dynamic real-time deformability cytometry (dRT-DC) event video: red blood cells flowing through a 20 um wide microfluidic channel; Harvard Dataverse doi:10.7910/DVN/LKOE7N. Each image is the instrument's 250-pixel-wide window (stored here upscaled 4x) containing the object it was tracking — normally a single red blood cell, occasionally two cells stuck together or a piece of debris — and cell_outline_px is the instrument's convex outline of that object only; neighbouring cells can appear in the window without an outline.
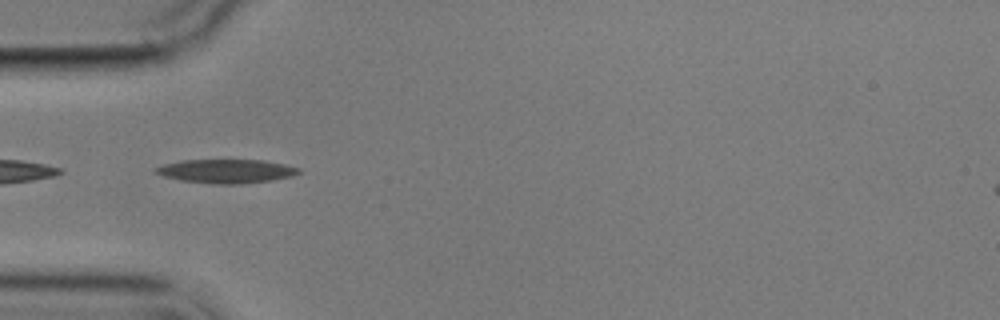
{"species": "common noctule bat (a hibernating species)", "species_latin": "Nyctalus noctula", "temperature_condition": "cold", "stored_images_in_passage": 6, "camera_frame_rate_fps": 3000, "um_per_image_px": 0.085, "animal": {"sex": "male", "body_mass_g": 17.9}, "frame": {"image": 1, "passage_image": 4, "time_ms": 4.667, "image_size_px": [1000, 320], "cell_outline_px": [[300, 172], [292, 176], [272, 180], [240, 184], [216, 184], [180, 180], [164, 176], [156, 172], [152, 168], [164, 164], [184, 160], [264, 160], [284, 164], [300, 168]], "centroid_in_image_um": [19.24, 14.55], "position_along_channel_um": 65.8, "area_um2": 19.77}}
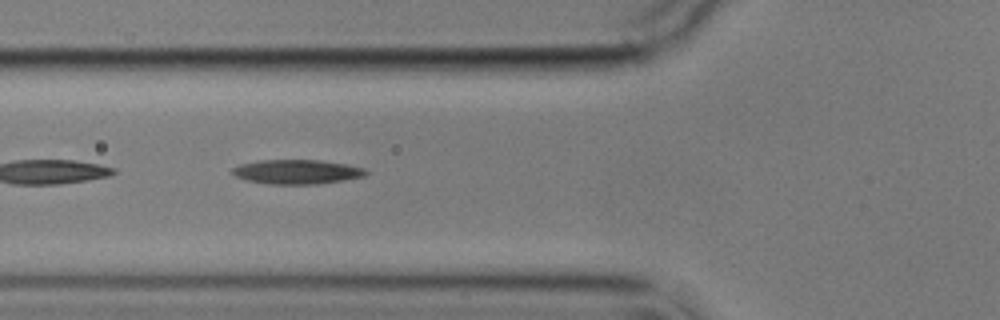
{"frame": {"image": 2, "passage_image": 5, "time_ms": 5.667, "image_size_px": [1000, 320], "cell_outline_px": [[368, 172], [364, 176], [316, 184], [272, 184], [248, 180], [236, 176], [232, 172], [232, 168], [240, 164], [256, 160], [320, 160], [348, 164], [364, 168]], "centroid_in_image_um": [25.23, 14.59], "position_along_channel_um": 100.6, "area_um2": 18.79}}